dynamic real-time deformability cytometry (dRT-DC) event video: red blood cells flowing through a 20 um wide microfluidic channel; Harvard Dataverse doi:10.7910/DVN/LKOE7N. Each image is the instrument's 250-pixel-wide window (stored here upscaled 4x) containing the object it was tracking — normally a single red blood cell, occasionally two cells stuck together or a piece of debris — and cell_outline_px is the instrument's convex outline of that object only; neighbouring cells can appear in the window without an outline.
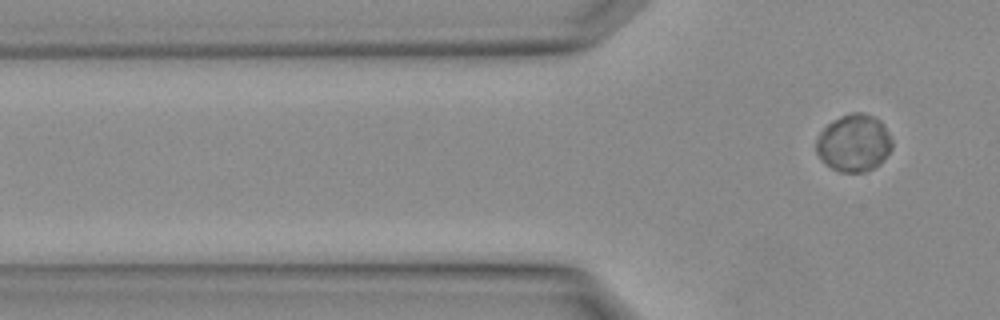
{"species": "Egyptian fruit bat (a non-hibernating species)", "species_latin": "Rousettus aegyptiacus", "temperature_condition": "warm", "stored_images_in_passage": 4, "camera_frame_rate_fps": 3000, "um_per_image_px": 0.085, "animal": {"sex": "female"}, "frame": {"image": 1, "passage_image": 4, "time_ms": 1.0, "image_size_px": [1000, 320], "cell_outline_px": [[892, 148], [880, 164], [864, 172], [840, 172], [832, 168], [820, 160], [816, 152], [816, 140], [820, 132], [832, 120], [840, 116], [852, 112], [860, 112], [872, 116], [880, 120], [884, 124], [892, 140]], "centroid_in_image_um": [72.57, 12.15], "position_along_channel_um": 53.2, "area_um2": 25.43}}